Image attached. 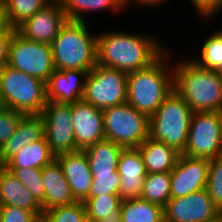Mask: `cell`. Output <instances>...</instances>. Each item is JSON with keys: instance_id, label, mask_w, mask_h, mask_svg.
Wrapping results in <instances>:
<instances>
[{"instance_id": "1", "label": "cell", "mask_w": 222, "mask_h": 222, "mask_svg": "<svg viewBox=\"0 0 222 222\" xmlns=\"http://www.w3.org/2000/svg\"><path fill=\"white\" fill-rule=\"evenodd\" d=\"M106 31L97 35V64L101 66L130 73L150 66L167 50L152 36Z\"/></svg>"}, {"instance_id": "2", "label": "cell", "mask_w": 222, "mask_h": 222, "mask_svg": "<svg viewBox=\"0 0 222 222\" xmlns=\"http://www.w3.org/2000/svg\"><path fill=\"white\" fill-rule=\"evenodd\" d=\"M173 88L193 112H222V73L184 59L173 66Z\"/></svg>"}, {"instance_id": "3", "label": "cell", "mask_w": 222, "mask_h": 222, "mask_svg": "<svg viewBox=\"0 0 222 222\" xmlns=\"http://www.w3.org/2000/svg\"><path fill=\"white\" fill-rule=\"evenodd\" d=\"M168 51L167 49L150 66L127 73L126 102L149 118L174 90L173 64H166L171 60Z\"/></svg>"}, {"instance_id": "4", "label": "cell", "mask_w": 222, "mask_h": 222, "mask_svg": "<svg viewBox=\"0 0 222 222\" xmlns=\"http://www.w3.org/2000/svg\"><path fill=\"white\" fill-rule=\"evenodd\" d=\"M87 22H67L50 44L55 70L91 71L97 65V34L89 33Z\"/></svg>"}, {"instance_id": "5", "label": "cell", "mask_w": 222, "mask_h": 222, "mask_svg": "<svg viewBox=\"0 0 222 222\" xmlns=\"http://www.w3.org/2000/svg\"><path fill=\"white\" fill-rule=\"evenodd\" d=\"M193 111L173 90L149 118V137L183 153L188 140Z\"/></svg>"}, {"instance_id": "6", "label": "cell", "mask_w": 222, "mask_h": 222, "mask_svg": "<svg viewBox=\"0 0 222 222\" xmlns=\"http://www.w3.org/2000/svg\"><path fill=\"white\" fill-rule=\"evenodd\" d=\"M45 82L6 65L0 71V106L25 115L41 114L46 106Z\"/></svg>"}, {"instance_id": "7", "label": "cell", "mask_w": 222, "mask_h": 222, "mask_svg": "<svg viewBox=\"0 0 222 222\" xmlns=\"http://www.w3.org/2000/svg\"><path fill=\"white\" fill-rule=\"evenodd\" d=\"M105 139L123 148H138L149 137V117L128 102L102 110Z\"/></svg>"}, {"instance_id": "8", "label": "cell", "mask_w": 222, "mask_h": 222, "mask_svg": "<svg viewBox=\"0 0 222 222\" xmlns=\"http://www.w3.org/2000/svg\"><path fill=\"white\" fill-rule=\"evenodd\" d=\"M182 154L208 160L222 156V112H193Z\"/></svg>"}, {"instance_id": "9", "label": "cell", "mask_w": 222, "mask_h": 222, "mask_svg": "<svg viewBox=\"0 0 222 222\" xmlns=\"http://www.w3.org/2000/svg\"><path fill=\"white\" fill-rule=\"evenodd\" d=\"M127 73L96 65L88 72L83 100L95 108L105 109L126 102Z\"/></svg>"}, {"instance_id": "10", "label": "cell", "mask_w": 222, "mask_h": 222, "mask_svg": "<svg viewBox=\"0 0 222 222\" xmlns=\"http://www.w3.org/2000/svg\"><path fill=\"white\" fill-rule=\"evenodd\" d=\"M7 65L46 82L55 70L51 45L28 40L15 31Z\"/></svg>"}, {"instance_id": "11", "label": "cell", "mask_w": 222, "mask_h": 222, "mask_svg": "<svg viewBox=\"0 0 222 222\" xmlns=\"http://www.w3.org/2000/svg\"><path fill=\"white\" fill-rule=\"evenodd\" d=\"M51 152L57 156L77 151L71 119V104L48 101L40 114Z\"/></svg>"}, {"instance_id": "12", "label": "cell", "mask_w": 222, "mask_h": 222, "mask_svg": "<svg viewBox=\"0 0 222 222\" xmlns=\"http://www.w3.org/2000/svg\"><path fill=\"white\" fill-rule=\"evenodd\" d=\"M219 213L203 189L184 197L170 198L164 206V222H207Z\"/></svg>"}, {"instance_id": "13", "label": "cell", "mask_w": 222, "mask_h": 222, "mask_svg": "<svg viewBox=\"0 0 222 222\" xmlns=\"http://www.w3.org/2000/svg\"><path fill=\"white\" fill-rule=\"evenodd\" d=\"M209 160L181 154L170 172L171 198L187 196L206 188Z\"/></svg>"}, {"instance_id": "14", "label": "cell", "mask_w": 222, "mask_h": 222, "mask_svg": "<svg viewBox=\"0 0 222 222\" xmlns=\"http://www.w3.org/2000/svg\"><path fill=\"white\" fill-rule=\"evenodd\" d=\"M67 20L61 3L50 2L20 24L16 31L28 40L51 44Z\"/></svg>"}, {"instance_id": "15", "label": "cell", "mask_w": 222, "mask_h": 222, "mask_svg": "<svg viewBox=\"0 0 222 222\" xmlns=\"http://www.w3.org/2000/svg\"><path fill=\"white\" fill-rule=\"evenodd\" d=\"M71 119L77 151L105 140L101 109L81 99L71 104Z\"/></svg>"}, {"instance_id": "16", "label": "cell", "mask_w": 222, "mask_h": 222, "mask_svg": "<svg viewBox=\"0 0 222 222\" xmlns=\"http://www.w3.org/2000/svg\"><path fill=\"white\" fill-rule=\"evenodd\" d=\"M117 171L121 178L119 189L121 200L140 199L147 171L138 148H123Z\"/></svg>"}, {"instance_id": "17", "label": "cell", "mask_w": 222, "mask_h": 222, "mask_svg": "<svg viewBox=\"0 0 222 222\" xmlns=\"http://www.w3.org/2000/svg\"><path fill=\"white\" fill-rule=\"evenodd\" d=\"M88 72L84 70H54L45 82L47 102L73 104L83 99Z\"/></svg>"}, {"instance_id": "18", "label": "cell", "mask_w": 222, "mask_h": 222, "mask_svg": "<svg viewBox=\"0 0 222 222\" xmlns=\"http://www.w3.org/2000/svg\"><path fill=\"white\" fill-rule=\"evenodd\" d=\"M76 201H84L89 196L93 176L84 151L63 153L56 156Z\"/></svg>"}, {"instance_id": "19", "label": "cell", "mask_w": 222, "mask_h": 222, "mask_svg": "<svg viewBox=\"0 0 222 222\" xmlns=\"http://www.w3.org/2000/svg\"><path fill=\"white\" fill-rule=\"evenodd\" d=\"M44 133V121L40 114L24 115L17 125L15 133L0 149V163L4 165L25 146L40 140Z\"/></svg>"}, {"instance_id": "20", "label": "cell", "mask_w": 222, "mask_h": 222, "mask_svg": "<svg viewBox=\"0 0 222 222\" xmlns=\"http://www.w3.org/2000/svg\"><path fill=\"white\" fill-rule=\"evenodd\" d=\"M0 206H16L36 216L44 213L32 193L4 166L0 168Z\"/></svg>"}, {"instance_id": "21", "label": "cell", "mask_w": 222, "mask_h": 222, "mask_svg": "<svg viewBox=\"0 0 222 222\" xmlns=\"http://www.w3.org/2000/svg\"><path fill=\"white\" fill-rule=\"evenodd\" d=\"M42 181L45 185L44 203L42 204L44 213L52 208L76 201L57 159L42 168Z\"/></svg>"}, {"instance_id": "22", "label": "cell", "mask_w": 222, "mask_h": 222, "mask_svg": "<svg viewBox=\"0 0 222 222\" xmlns=\"http://www.w3.org/2000/svg\"><path fill=\"white\" fill-rule=\"evenodd\" d=\"M147 173L171 172L181 153L148 137L139 147Z\"/></svg>"}, {"instance_id": "23", "label": "cell", "mask_w": 222, "mask_h": 222, "mask_svg": "<svg viewBox=\"0 0 222 222\" xmlns=\"http://www.w3.org/2000/svg\"><path fill=\"white\" fill-rule=\"evenodd\" d=\"M123 147L109 140H102L83 151L87 155L92 175L113 174Z\"/></svg>"}, {"instance_id": "24", "label": "cell", "mask_w": 222, "mask_h": 222, "mask_svg": "<svg viewBox=\"0 0 222 222\" xmlns=\"http://www.w3.org/2000/svg\"><path fill=\"white\" fill-rule=\"evenodd\" d=\"M56 156L51 152L45 135L30 145L22 148L11 157L3 166L6 168H44Z\"/></svg>"}, {"instance_id": "25", "label": "cell", "mask_w": 222, "mask_h": 222, "mask_svg": "<svg viewBox=\"0 0 222 222\" xmlns=\"http://www.w3.org/2000/svg\"><path fill=\"white\" fill-rule=\"evenodd\" d=\"M121 198L119 194H108L86 198L85 204L88 222H122Z\"/></svg>"}, {"instance_id": "26", "label": "cell", "mask_w": 222, "mask_h": 222, "mask_svg": "<svg viewBox=\"0 0 222 222\" xmlns=\"http://www.w3.org/2000/svg\"><path fill=\"white\" fill-rule=\"evenodd\" d=\"M60 3L68 20L82 22L85 19L83 13L108 10L118 14L126 8L125 0H61Z\"/></svg>"}, {"instance_id": "27", "label": "cell", "mask_w": 222, "mask_h": 222, "mask_svg": "<svg viewBox=\"0 0 222 222\" xmlns=\"http://www.w3.org/2000/svg\"><path fill=\"white\" fill-rule=\"evenodd\" d=\"M122 222H164V207L140 199L121 201Z\"/></svg>"}, {"instance_id": "28", "label": "cell", "mask_w": 222, "mask_h": 222, "mask_svg": "<svg viewBox=\"0 0 222 222\" xmlns=\"http://www.w3.org/2000/svg\"><path fill=\"white\" fill-rule=\"evenodd\" d=\"M170 188V172L147 173L141 198L164 207L171 198Z\"/></svg>"}, {"instance_id": "29", "label": "cell", "mask_w": 222, "mask_h": 222, "mask_svg": "<svg viewBox=\"0 0 222 222\" xmlns=\"http://www.w3.org/2000/svg\"><path fill=\"white\" fill-rule=\"evenodd\" d=\"M9 24L16 29L48 5L50 0H2Z\"/></svg>"}, {"instance_id": "30", "label": "cell", "mask_w": 222, "mask_h": 222, "mask_svg": "<svg viewBox=\"0 0 222 222\" xmlns=\"http://www.w3.org/2000/svg\"><path fill=\"white\" fill-rule=\"evenodd\" d=\"M194 59L199 66L222 73V30L214 31L204 40L200 58Z\"/></svg>"}, {"instance_id": "31", "label": "cell", "mask_w": 222, "mask_h": 222, "mask_svg": "<svg viewBox=\"0 0 222 222\" xmlns=\"http://www.w3.org/2000/svg\"><path fill=\"white\" fill-rule=\"evenodd\" d=\"M42 205L44 203L45 185L42 181L41 168H7Z\"/></svg>"}, {"instance_id": "32", "label": "cell", "mask_w": 222, "mask_h": 222, "mask_svg": "<svg viewBox=\"0 0 222 222\" xmlns=\"http://www.w3.org/2000/svg\"><path fill=\"white\" fill-rule=\"evenodd\" d=\"M205 189L214 206L222 212V156L209 160Z\"/></svg>"}, {"instance_id": "33", "label": "cell", "mask_w": 222, "mask_h": 222, "mask_svg": "<svg viewBox=\"0 0 222 222\" xmlns=\"http://www.w3.org/2000/svg\"><path fill=\"white\" fill-rule=\"evenodd\" d=\"M50 222H88L83 201L58 206L44 213Z\"/></svg>"}, {"instance_id": "34", "label": "cell", "mask_w": 222, "mask_h": 222, "mask_svg": "<svg viewBox=\"0 0 222 222\" xmlns=\"http://www.w3.org/2000/svg\"><path fill=\"white\" fill-rule=\"evenodd\" d=\"M93 183L87 198L108 194H119L121 178L118 171L113 174L92 175Z\"/></svg>"}, {"instance_id": "35", "label": "cell", "mask_w": 222, "mask_h": 222, "mask_svg": "<svg viewBox=\"0 0 222 222\" xmlns=\"http://www.w3.org/2000/svg\"><path fill=\"white\" fill-rule=\"evenodd\" d=\"M24 115L19 111L0 106V149L15 133L17 125Z\"/></svg>"}, {"instance_id": "36", "label": "cell", "mask_w": 222, "mask_h": 222, "mask_svg": "<svg viewBox=\"0 0 222 222\" xmlns=\"http://www.w3.org/2000/svg\"><path fill=\"white\" fill-rule=\"evenodd\" d=\"M36 215L16 206H0V222H30Z\"/></svg>"}, {"instance_id": "37", "label": "cell", "mask_w": 222, "mask_h": 222, "mask_svg": "<svg viewBox=\"0 0 222 222\" xmlns=\"http://www.w3.org/2000/svg\"><path fill=\"white\" fill-rule=\"evenodd\" d=\"M201 19H211L222 10V0H190Z\"/></svg>"}, {"instance_id": "38", "label": "cell", "mask_w": 222, "mask_h": 222, "mask_svg": "<svg viewBox=\"0 0 222 222\" xmlns=\"http://www.w3.org/2000/svg\"><path fill=\"white\" fill-rule=\"evenodd\" d=\"M15 31L11 28L6 34L0 35V71L8 64L9 47Z\"/></svg>"}, {"instance_id": "39", "label": "cell", "mask_w": 222, "mask_h": 222, "mask_svg": "<svg viewBox=\"0 0 222 222\" xmlns=\"http://www.w3.org/2000/svg\"><path fill=\"white\" fill-rule=\"evenodd\" d=\"M164 1L165 2H168L167 0H125V5H126V8H128L127 6H129V4H135L136 5V7L139 5H141L140 7H142V6H149V7H153L154 6V8L156 7V6H158L159 7V5H162V4H165L164 3ZM134 2V3H133Z\"/></svg>"}, {"instance_id": "40", "label": "cell", "mask_w": 222, "mask_h": 222, "mask_svg": "<svg viewBox=\"0 0 222 222\" xmlns=\"http://www.w3.org/2000/svg\"><path fill=\"white\" fill-rule=\"evenodd\" d=\"M12 27L9 24L3 4L0 6V35L6 34Z\"/></svg>"}, {"instance_id": "41", "label": "cell", "mask_w": 222, "mask_h": 222, "mask_svg": "<svg viewBox=\"0 0 222 222\" xmlns=\"http://www.w3.org/2000/svg\"><path fill=\"white\" fill-rule=\"evenodd\" d=\"M48 220V217L43 213L35 216L30 222H47Z\"/></svg>"}, {"instance_id": "42", "label": "cell", "mask_w": 222, "mask_h": 222, "mask_svg": "<svg viewBox=\"0 0 222 222\" xmlns=\"http://www.w3.org/2000/svg\"><path fill=\"white\" fill-rule=\"evenodd\" d=\"M207 222H222V212H220L218 215L208 220Z\"/></svg>"}, {"instance_id": "43", "label": "cell", "mask_w": 222, "mask_h": 222, "mask_svg": "<svg viewBox=\"0 0 222 222\" xmlns=\"http://www.w3.org/2000/svg\"><path fill=\"white\" fill-rule=\"evenodd\" d=\"M51 2H60L61 0H50Z\"/></svg>"}]
</instances>
